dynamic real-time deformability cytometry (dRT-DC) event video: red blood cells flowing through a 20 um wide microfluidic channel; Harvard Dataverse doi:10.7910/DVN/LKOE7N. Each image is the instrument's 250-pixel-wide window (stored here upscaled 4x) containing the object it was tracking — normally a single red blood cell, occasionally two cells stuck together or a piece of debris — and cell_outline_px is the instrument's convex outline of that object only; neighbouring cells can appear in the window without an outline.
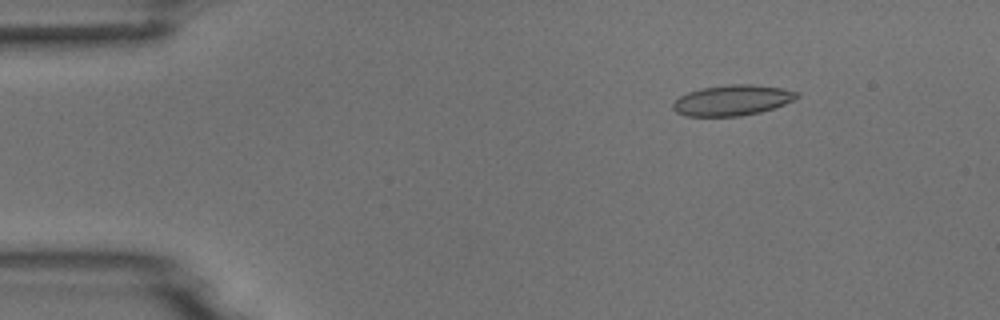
{"species": "common noctule bat (a hibernating species)", "species_latin": "Nyctalus noctula", "temperature_condition": "room temperature", "stored_images_in_passage": 5, "camera_frame_rate_fps": 3000, "um_per_image_px": 0.085, "animal": {"sex": "male", "body_mass_g": 18.8}, "frame": {"image": 1, "passage_image": 2, "time_ms": 1.333, "image_size_px": [1000, 320], "cell_outline_px": [[800, 96], [784, 104], [760, 112], [740, 116], [684, 116], [676, 112], [672, 108], [672, 104], [680, 96], [688, 92], [700, 88], [728, 84], [752, 84], [780, 88], [800, 92]], "centroid_in_image_um": [62.22, 8.52], "position_along_channel_um": 22.8, "area_um2": 22.08}}
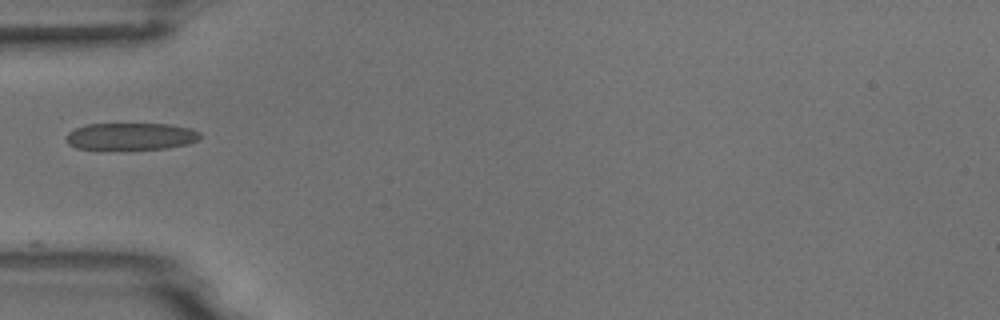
{"frame": {"image": 2, "passage_image": 5, "time_ms": 4.667, "image_size_px": [1000, 320], "cell_outline_px": [[200, 136], [196, 140], [188, 144], [168, 148], [100, 152], [76, 148], [68, 144], [68, 132], [76, 128], [88, 124], [168, 124], [192, 128], [200, 132]], "centroid_in_image_um": [11.08, 11.64], "position_along_channel_um": 73.9, "area_um2": 21.96}}